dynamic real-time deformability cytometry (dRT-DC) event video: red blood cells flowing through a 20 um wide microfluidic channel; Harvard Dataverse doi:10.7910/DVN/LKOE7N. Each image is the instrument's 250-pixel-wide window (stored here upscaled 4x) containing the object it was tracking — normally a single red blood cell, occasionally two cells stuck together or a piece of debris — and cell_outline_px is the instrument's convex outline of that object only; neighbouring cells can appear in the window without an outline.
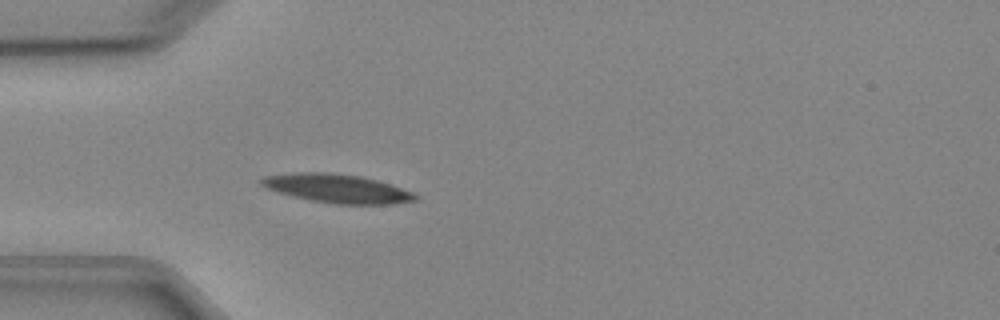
{"species": "Egyptian fruit bat (a non-hibernating species)", "species_latin": "Rousettus aegyptiacus", "temperature_condition": "cold", "stored_images_in_passage": 1, "camera_frame_rate_fps": 3000, "um_per_image_px": 0.085, "animal": {"sex": "female"}, "frame": {"image": 1, "passage_image": 1, "time_ms": 0.0, "image_size_px": [1000, 320], "cell_outline_px": [[420, 196], [416, 200], [392, 204], [336, 204], [312, 200], [264, 188], [260, 184], [260, 180], [264, 176], [292, 172], [332, 172], [360, 176], [376, 180], [412, 192]], "centroid_in_image_um": [28.64, 16.01], "position_along_channel_um": 56.4, "area_um2": 25.55}}